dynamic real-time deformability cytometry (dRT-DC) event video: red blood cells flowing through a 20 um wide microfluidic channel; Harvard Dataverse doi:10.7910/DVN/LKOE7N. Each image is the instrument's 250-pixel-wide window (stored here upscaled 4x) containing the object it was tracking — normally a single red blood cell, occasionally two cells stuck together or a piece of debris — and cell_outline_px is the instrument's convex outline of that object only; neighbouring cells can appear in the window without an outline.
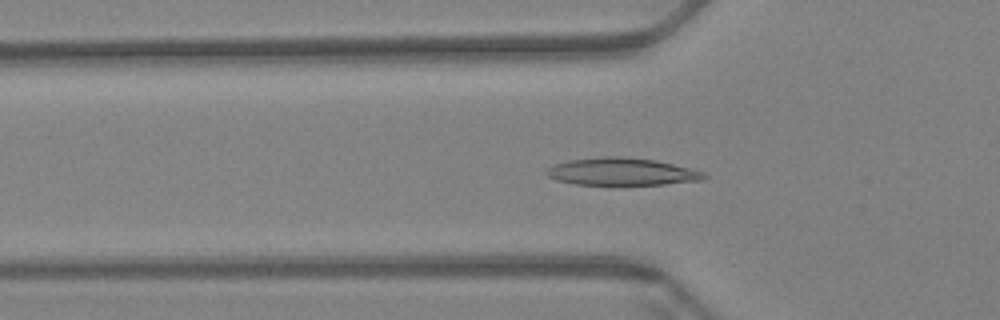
{"species": "Egyptian fruit bat (a non-hibernating species)", "species_latin": "Rousettus aegyptiacus", "temperature_condition": "warm", "stored_images_in_passage": 60, "camera_frame_rate_fps": 3000, "um_per_image_px": 0.085, "animal": {"sex": "female"}, "frame": {"image": 1, "passage_image": 20, "time_ms": 6.333, "image_size_px": [1000, 320], "cell_outline_px": [[708, 176], [704, 180], [664, 184], [576, 184], [556, 180], [548, 176], [544, 172], [548, 168], [556, 164], [568, 160], [600, 156], [616, 156], [656, 160], [704, 172]], "centroid_in_image_um": [52.84, 14.58], "position_along_channel_um": 73.0, "area_um2": 24.97}}
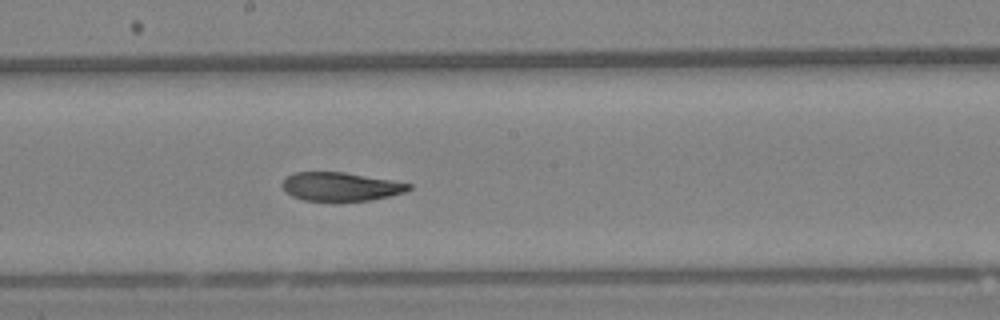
{"frame": {"image": 2, "passage_image": 33, "time_ms": 10.667, "image_size_px": [1000, 320], "cell_outline_px": [[412, 188], [404, 192], [372, 200], [304, 200], [292, 196], [280, 184], [288, 176], [296, 172], [344, 172], [392, 180], [412, 184]], "centroid_in_image_um": [28.98, 15.85], "position_along_channel_um": 219.2, "area_um2": 20.75}}
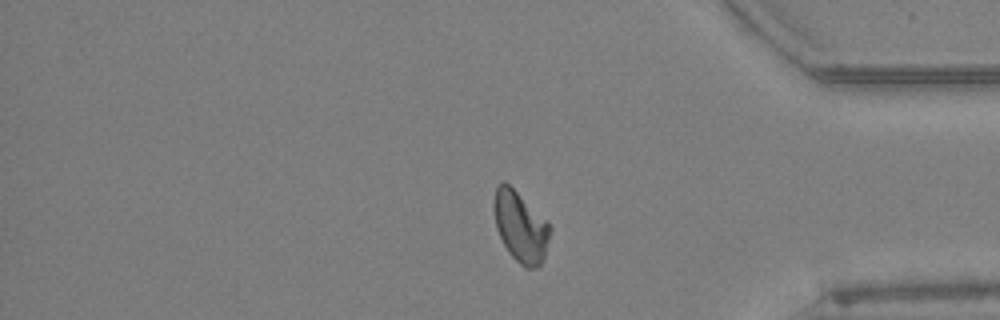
{"frame": {"image": 3, "passage_image": 50, "time_ms": 16.333, "image_size_px": [1000, 320], "cell_outline_px": [[552, 228], [544, 256], [540, 264], [536, 268], [524, 268], [508, 252], [496, 228], [492, 208], [492, 204], [496, 188], [504, 180], [548, 220]], "centroid_in_image_um": [44.24, 19.26], "position_along_channel_um": 391.0, "area_um2": 23.24}, "authors_computed_cell_mechanics": {"area_um2": 23.0622, "velocity_mm_per_s": 3.3853, "shape_relaxation_time_tau1_ms": 10.7835, "shape_relaxation_time_tau2_ms": 6.6101, "deformation_change_tau1": 0.23, "deformation_change_tau2": 0.063}}